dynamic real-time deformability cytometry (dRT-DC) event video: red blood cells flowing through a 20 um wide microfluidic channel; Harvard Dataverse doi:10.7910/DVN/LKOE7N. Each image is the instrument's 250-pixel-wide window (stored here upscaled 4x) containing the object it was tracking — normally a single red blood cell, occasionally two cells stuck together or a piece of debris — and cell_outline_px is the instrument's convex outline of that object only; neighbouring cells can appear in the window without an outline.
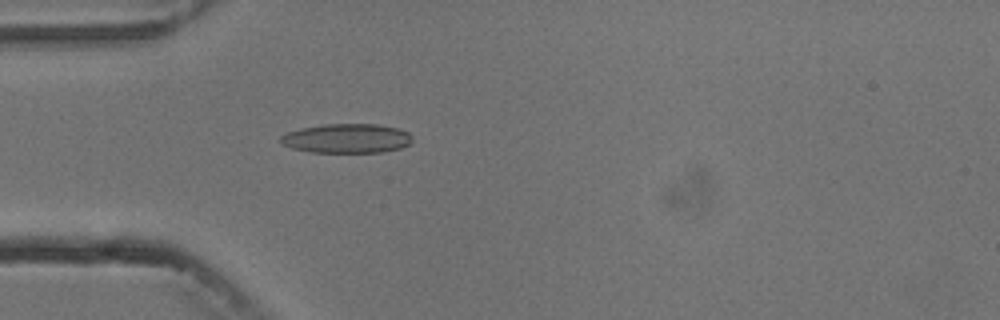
{"species": "common noctule bat (a hibernating species)", "species_latin": "Nyctalus noctula", "temperature_condition": "cold", "stored_images_in_passage": 5, "camera_frame_rate_fps": 3000, "um_per_image_px": 0.085, "animal": {"sex": "male", "body_mass_g": 13.3}, "frame": {"image": 1, "passage_image": 5, "time_ms": 4.667, "image_size_px": [1000, 320], "cell_outline_px": [[412, 140], [408, 144], [400, 148], [380, 152], [312, 152], [292, 148], [284, 144], [280, 140], [280, 136], [288, 132], [300, 128], [324, 124], [380, 124], [396, 128], [408, 132], [412, 136]], "centroid_in_image_um": [29.48, 11.75], "position_along_channel_um": 55.5, "area_um2": 22.37}}